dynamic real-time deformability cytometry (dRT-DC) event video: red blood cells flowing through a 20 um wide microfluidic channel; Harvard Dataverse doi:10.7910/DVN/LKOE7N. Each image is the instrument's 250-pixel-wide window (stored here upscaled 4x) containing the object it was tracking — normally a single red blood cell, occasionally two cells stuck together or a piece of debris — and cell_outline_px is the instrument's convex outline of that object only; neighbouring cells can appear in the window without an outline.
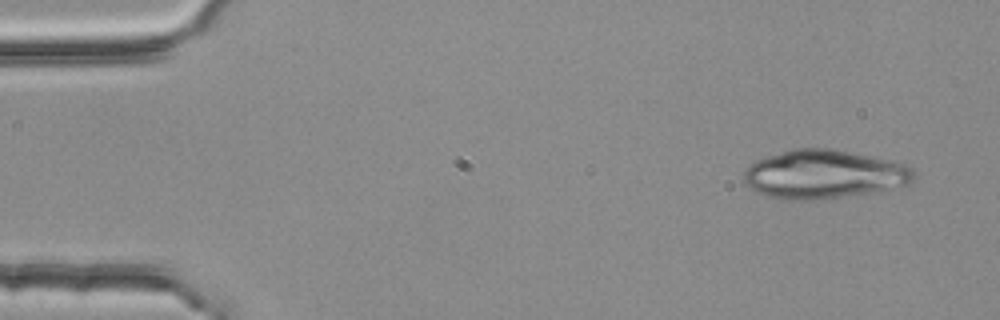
{"species": "common noctule bat (a hibernating species)", "species_latin": "Nyctalus noctula", "temperature_condition": "room temperature", "stored_images_in_passage": 4, "camera_frame_rate_fps": 3000, "um_per_image_px": 0.085, "animal": {"sex": "female", "body_mass_g": 25.1}, "frame": {"image": 1, "passage_image": 1, "time_ms": 0.0, "image_size_px": [1000, 320], "cell_outline_px": [[916, 180], [908, 184], [888, 188], [840, 196], [808, 200], [788, 200], [768, 196], [756, 192], [744, 180], [744, 172], [756, 160], [792, 148], [828, 148], [888, 160], [904, 164], [912, 168], [916, 172]], "centroid_in_image_um": [70.01, 14.8], "position_along_channel_um": 15.0, "area_um2": 47.28}}